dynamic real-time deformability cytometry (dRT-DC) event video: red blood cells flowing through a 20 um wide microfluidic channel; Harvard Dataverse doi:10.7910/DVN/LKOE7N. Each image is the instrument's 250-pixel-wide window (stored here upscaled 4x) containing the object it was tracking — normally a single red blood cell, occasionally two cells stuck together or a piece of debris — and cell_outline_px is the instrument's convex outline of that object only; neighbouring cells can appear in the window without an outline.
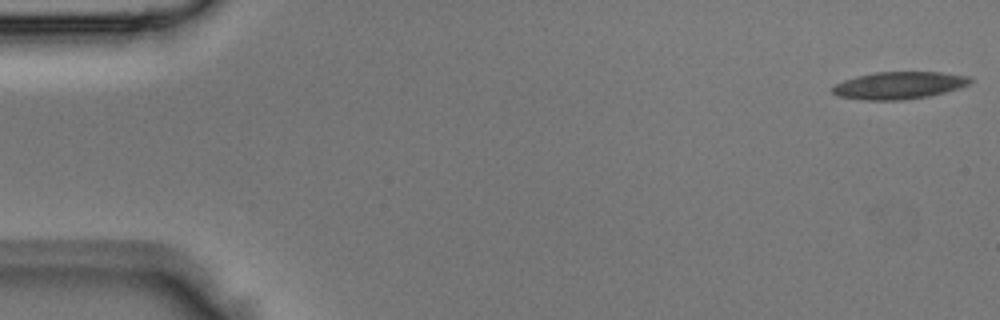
{"species": "Egyptian fruit bat (a non-hibernating species)", "species_latin": "Rousettus aegyptiacus", "temperature_condition": "room temperature", "stored_images_in_passage": 5, "camera_frame_rate_fps": 3000, "um_per_image_px": 0.085, "animal": {"sex": "male"}, "frame": {"image": 1, "passage_image": 1, "time_ms": 0.0, "image_size_px": [1000, 320], "cell_outline_px": [[972, 80], [968, 84], [960, 88], [928, 96], [904, 100], [860, 100], [840, 96], [832, 92], [832, 88], [836, 84], [844, 80], [856, 76], [876, 72], [940, 72], [968, 76]], "centroid_in_image_um": [76.4, 7.26], "position_along_channel_um": 8.6, "area_um2": 21.79}}